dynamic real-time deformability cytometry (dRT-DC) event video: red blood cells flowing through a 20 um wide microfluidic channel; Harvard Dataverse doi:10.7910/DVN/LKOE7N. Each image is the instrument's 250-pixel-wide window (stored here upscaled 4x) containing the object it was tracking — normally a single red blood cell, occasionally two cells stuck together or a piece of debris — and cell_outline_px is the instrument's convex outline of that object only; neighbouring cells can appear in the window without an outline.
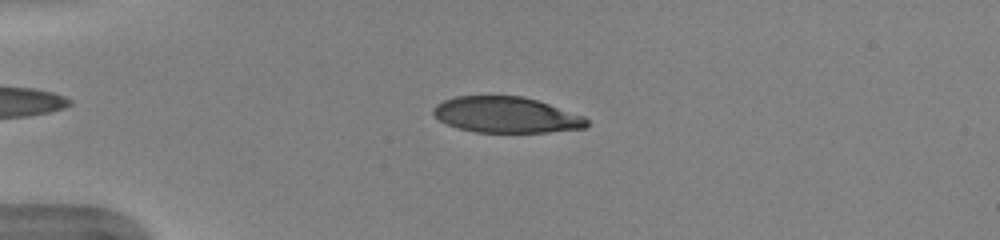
{"species": "human", "species_latin": "Homo sapiens", "temperature_condition": "warm", "stored_images_in_passage": 45, "camera_frame_rate_fps": 3000, "um_per_image_px": 0.085, "donor": {"sex": "female"}, "frame": {"image": 1, "passage_image": 12, "time_ms": 3.667, "image_size_px": [1000, 240], "cell_outline_px": [[588, 124], [584, 128], [548, 132], [476, 132], [460, 128], [448, 124], [440, 120], [432, 112], [432, 108], [436, 104], [444, 100], [456, 96], [524, 96], [584, 116], [588, 120]], "centroid_in_image_um": [43.02, 9.76], "position_along_channel_um": 42.0, "area_um2": 31.85}}
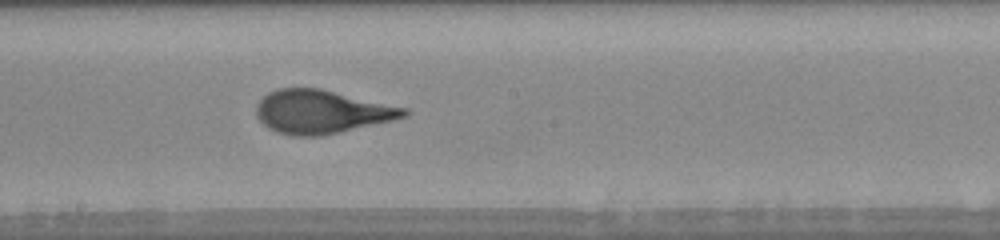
{"frame": {"image": 2, "passage_image": 28, "time_ms": 9.0, "image_size_px": [1000, 240], "cell_outline_px": [[408, 116], [392, 120], [340, 132], [320, 136], [292, 136], [276, 132], [268, 128], [256, 116], [256, 104], [268, 92], [276, 88], [320, 88], [408, 108]], "centroid_in_image_um": [27.31, 9.5], "position_along_channel_um": 220.9, "area_um2": 37.45}}
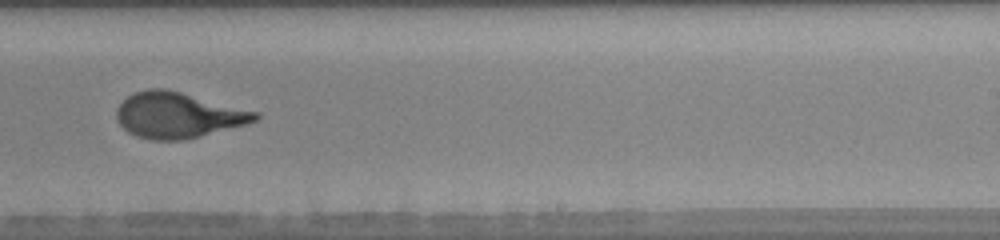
{"frame": {"image": 3, "passage_image": 32, "time_ms": 10.333, "image_size_px": [1000, 240], "cell_outline_px": [[260, 116], [256, 120], [244, 124], [200, 136], [184, 140], [152, 140], [136, 136], [128, 132], [116, 120], [116, 108], [132, 92], [148, 88], [168, 88], [260, 112]], "centroid_in_image_um": [15.11, 9.77], "position_along_channel_um": 273.9, "area_um2": 37.11}, "authors_computed_cell_mechanics": {"area_um2": 36.0672, "velocity_mm_per_s": 4.0059, "shape_relaxation_time_tau1_ms": 4.37, "shape_relaxation_time_tau2_ms": null, "deformation_change_tau1": 0.2274, "deformation_change_tau2": null}}